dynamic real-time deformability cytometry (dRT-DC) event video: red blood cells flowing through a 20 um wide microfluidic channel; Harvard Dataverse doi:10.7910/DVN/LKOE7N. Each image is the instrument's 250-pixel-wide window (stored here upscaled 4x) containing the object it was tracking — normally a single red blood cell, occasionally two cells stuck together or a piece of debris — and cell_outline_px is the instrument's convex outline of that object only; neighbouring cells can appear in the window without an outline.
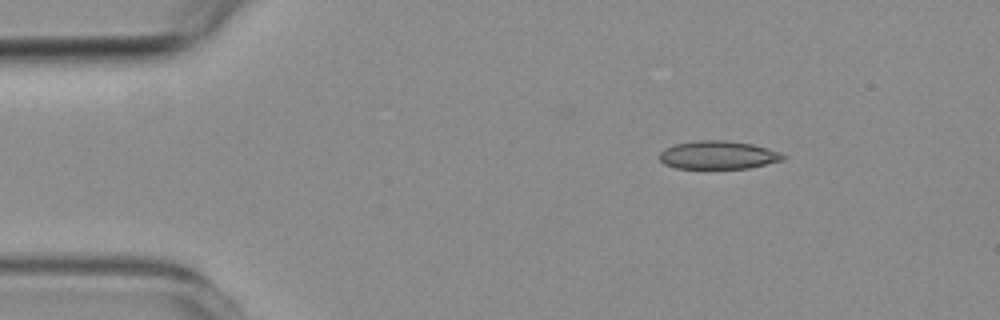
{"species": "common noctule bat (a hibernating species)", "species_latin": "Nyctalus noctula", "temperature_condition": "room temperature", "stored_images_in_passage": 7, "camera_frame_rate_fps": 3000, "um_per_image_px": 0.085, "animal": {"sex": "female", "body_mass_g": 19.3, "forearm_length_mm": 54.1}, "frame": {"image": 1, "passage_image": 1, "time_ms": 0.0, "image_size_px": [1000, 320], "cell_outline_px": [[788, 156], [784, 160], [748, 168], [676, 168], [664, 164], [660, 160], [660, 152], [664, 148], [676, 144], [700, 140], [728, 140], [752, 144], [768, 148], [780, 152]], "centroid_in_image_um": [61.07, 13.17], "position_along_channel_um": 23.9, "area_um2": 20.35}}
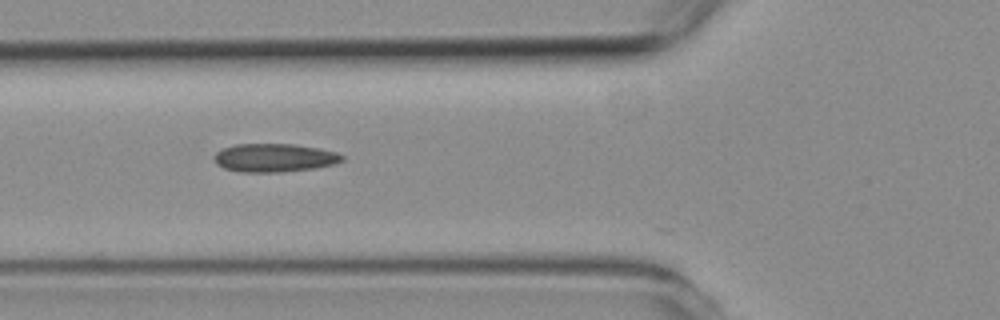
{"frame": {"image": 2, "passage_image": 4, "time_ms": 3.667, "image_size_px": [1000, 320], "cell_outline_px": [[344, 160], [336, 164], [316, 168], [280, 172], [240, 172], [224, 168], [216, 164], [212, 156], [216, 152], [224, 148], [236, 144], [292, 144], [316, 148], [336, 152], [344, 156]], "centroid_in_image_um": [23.31, 13.42], "position_along_channel_um": 102.5, "area_um2": 21.21}}
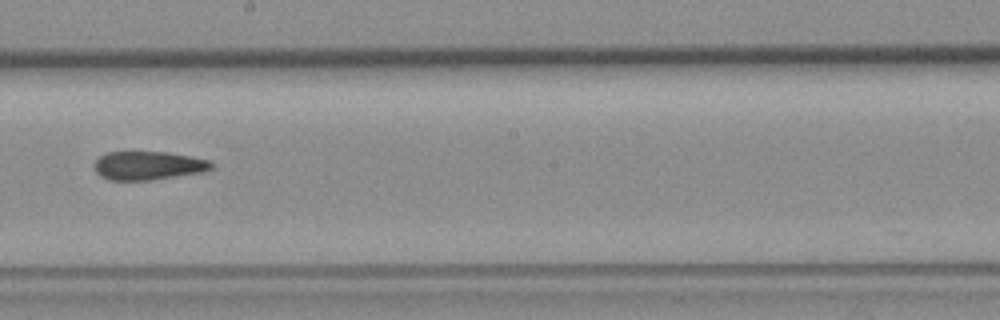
{"frame": {"image": 3, "passage_image": 7, "time_ms": 7.0, "image_size_px": [1000, 320], "cell_outline_px": [[216, 164], [212, 168], [204, 172], [152, 180], [108, 180], [100, 176], [96, 172], [96, 160], [100, 156], [108, 152], [168, 152], [208, 160]], "centroid_in_image_um": [12.63, 14.08], "position_along_channel_um": 235.6, "area_um2": 19.48}}